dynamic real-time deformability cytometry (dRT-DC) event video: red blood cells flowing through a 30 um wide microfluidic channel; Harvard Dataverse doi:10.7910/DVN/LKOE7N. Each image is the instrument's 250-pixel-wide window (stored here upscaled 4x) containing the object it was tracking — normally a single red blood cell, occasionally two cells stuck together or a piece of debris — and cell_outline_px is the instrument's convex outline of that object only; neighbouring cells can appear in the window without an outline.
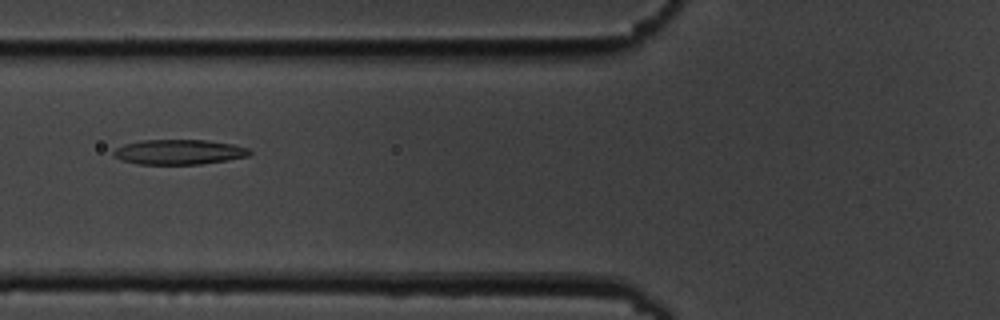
{"species": "common noctule bat (a hibernating species)", "species_latin": "Nyctalus noctula", "temperature_condition": "cold", "stored_images_in_passage": 15, "camera_frame_rate_fps": 3000, "um_per_image_px": 0.085, "animal": {"sex": "male", "body_mass_g": 19.5, "forearm_length_mm": 54.6}, "frame": {"image": 1, "passage_image": 6, "time_ms": 6.333, "image_size_px": [1000, 320], "cell_outline_px": [[252, 152], [248, 156], [228, 160], [200, 164], [136, 164], [120, 160], [112, 156], [112, 152], [116, 148], [124, 144], [140, 140], [204, 140], [232, 144], [248, 148]], "centroid_in_image_um": [15.16, 12.92], "position_along_channel_um": 110.6, "area_um2": 19.88}}
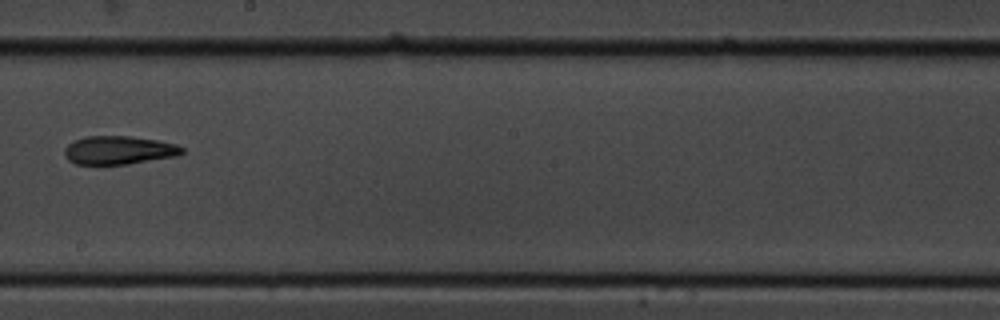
{"frame": {"image": 2, "passage_image": 9, "time_ms": 10.0, "image_size_px": [1000, 320], "cell_outline_px": [[184, 152], [176, 156], [128, 164], [76, 164], [68, 160], [64, 156], [64, 148], [72, 140], [88, 136], [132, 136], [156, 140], [176, 144], [184, 148]], "centroid_in_image_um": [10.07, 12.76], "position_along_channel_um": 238.1, "area_um2": 19.54}}
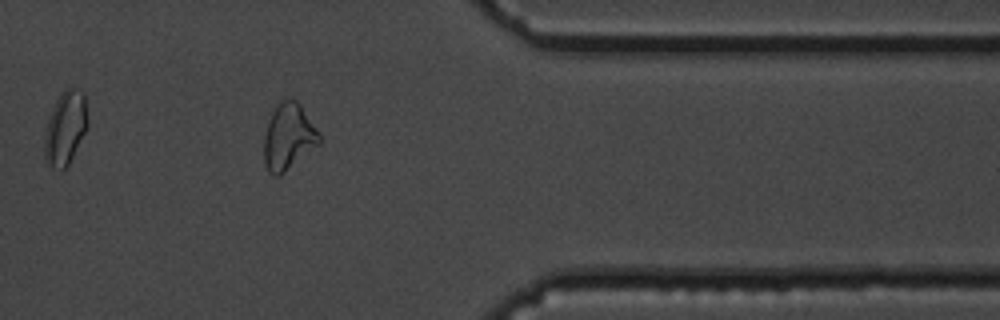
{"frame": {"image": 3, "passage_image": 13, "time_ms": 14.667, "image_size_px": [1000, 320], "cell_outline_px": [[320, 144], [280, 176], [272, 176], [268, 172], [264, 164], [264, 136], [272, 112], [276, 104], [280, 100], [288, 96], [292, 96], [300, 104], [320, 132]], "centroid_in_image_um": [24.52, 11.61], "position_along_channel_um": 386.9, "area_um2": 21.79}}